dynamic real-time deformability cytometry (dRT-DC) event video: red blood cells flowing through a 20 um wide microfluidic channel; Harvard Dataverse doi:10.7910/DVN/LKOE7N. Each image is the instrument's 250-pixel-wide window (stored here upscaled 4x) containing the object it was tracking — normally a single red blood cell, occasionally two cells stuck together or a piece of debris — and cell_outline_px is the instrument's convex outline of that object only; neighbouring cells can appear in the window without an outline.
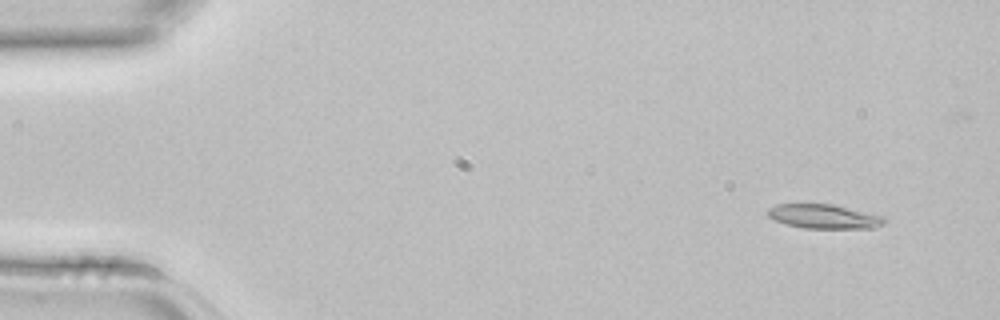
{"species": "common noctule bat (a hibernating species)", "species_latin": "Nyctalus noctula", "temperature_condition": "room temperature", "stored_images_in_passage": 5, "camera_frame_rate_fps": 3000, "um_per_image_px": 0.085, "animal": {"sex": "female", "body_mass_g": 22.7, "forearm_length_mm": 54.2}, "frame": {"image": 1, "passage_image": 1, "time_ms": 0.0, "image_size_px": [1000, 320], "cell_outline_px": [[888, 220], [884, 224], [876, 228], [804, 228], [784, 224], [768, 216], [768, 208], [776, 204], [832, 204], [884, 216]], "centroid_in_image_um": [70.07, 18.4], "position_along_channel_um": 14.9, "area_um2": 16.53}}
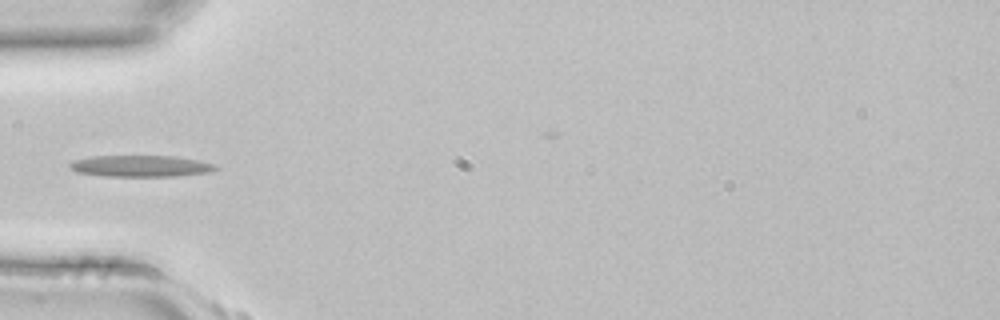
{"frame": {"image": 2, "passage_image": 4, "time_ms": 1.0, "image_size_px": [1000, 320], "cell_outline_px": [[220, 168], [212, 172], [180, 176], [104, 176], [76, 172], [68, 164], [72, 160], [92, 156], [176, 156], [216, 164]], "centroid_in_image_um": [12.0, 14.11], "position_along_channel_um": 73.0, "area_um2": 18.38}}